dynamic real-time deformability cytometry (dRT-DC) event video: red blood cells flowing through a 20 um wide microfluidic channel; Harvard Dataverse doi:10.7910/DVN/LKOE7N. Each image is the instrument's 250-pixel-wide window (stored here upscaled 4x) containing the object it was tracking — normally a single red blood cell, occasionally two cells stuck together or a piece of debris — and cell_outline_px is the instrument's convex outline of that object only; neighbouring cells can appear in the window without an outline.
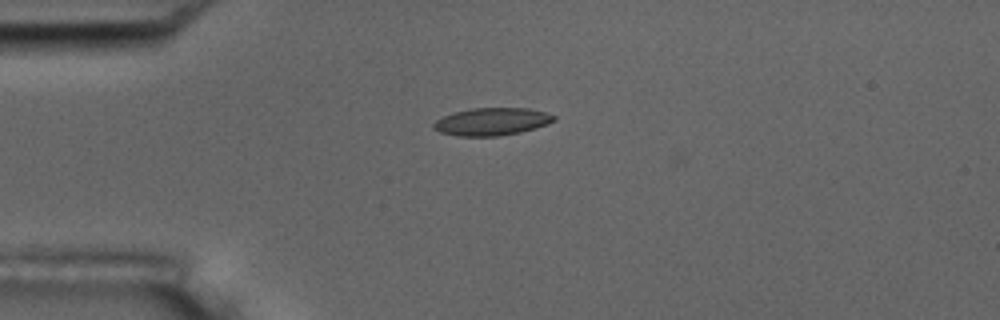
{"species": "common noctule bat (a hibernating species)", "species_latin": "Nyctalus noctula", "temperature_condition": "room temperature", "stored_images_in_passage": 5, "camera_frame_rate_fps": 3000, "um_per_image_px": 0.085, "animal": {"sex": "male", "body_mass_g": 17.5, "forearm_length_mm": 52.3}, "frame": {"image": 1, "passage_image": 1, "time_ms": 0.0, "image_size_px": [1000, 320], "cell_outline_px": [[556, 120], [536, 128], [520, 132], [496, 136], [456, 136], [440, 132], [432, 128], [432, 124], [436, 120], [444, 116], [456, 112], [472, 108], [528, 108], [544, 112], [556, 116]], "centroid_in_image_um": [41.79, 10.34], "position_along_channel_um": 43.2, "area_um2": 19.25}}
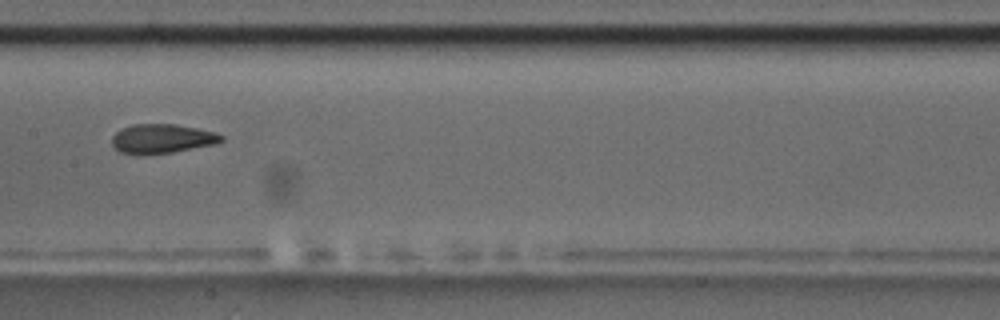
{"frame": {"image": 2, "passage_image": 5, "time_ms": 4.667, "image_size_px": [1000, 320], "cell_outline_px": [[224, 140], [216, 144], [172, 152], [120, 152], [112, 144], [112, 136], [120, 128], [132, 124], [176, 124], [216, 132], [224, 136]], "centroid_in_image_um": [13.82, 11.74], "position_along_channel_um": 193.6, "area_um2": 18.21}}